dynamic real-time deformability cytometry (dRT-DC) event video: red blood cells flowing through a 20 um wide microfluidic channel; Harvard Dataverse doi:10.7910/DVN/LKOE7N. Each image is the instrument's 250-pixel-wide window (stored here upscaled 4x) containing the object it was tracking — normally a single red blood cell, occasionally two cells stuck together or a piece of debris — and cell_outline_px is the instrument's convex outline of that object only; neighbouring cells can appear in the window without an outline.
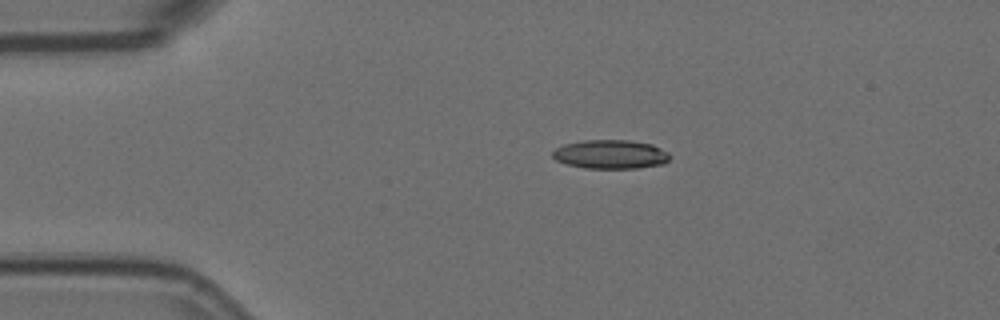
{"species": "Egyptian fruit bat (a non-hibernating species)", "species_latin": "Rousettus aegyptiacus", "temperature_condition": "room temperature", "stored_images_in_passage": 7, "camera_frame_rate_fps": 3000, "um_per_image_px": 0.085, "animal": {"sex": "female"}, "frame": {"image": 1, "passage_image": 1, "time_ms": 0.0, "image_size_px": [1000, 320], "cell_outline_px": [[672, 156], [664, 164], [636, 168], [584, 168], [568, 164], [556, 160], [552, 156], [552, 152], [556, 148], [564, 144], [584, 140], [628, 140], [652, 144], [668, 152]], "centroid_in_image_um": [51.91, 13.11], "position_along_channel_um": 33.1, "area_um2": 19.77}}
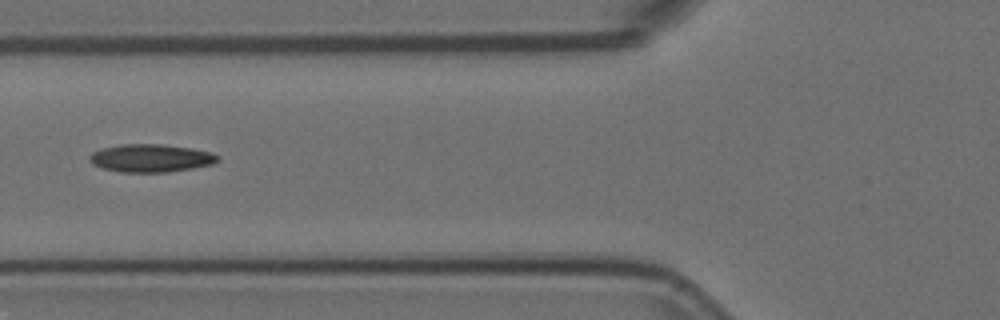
{"frame": {"image": 2, "passage_image": 4, "time_ms": 1.0, "image_size_px": [1000, 320], "cell_outline_px": [[220, 160], [212, 164], [192, 168], [168, 172], [120, 172], [104, 168], [92, 164], [88, 160], [88, 156], [92, 152], [104, 148], [120, 144], [160, 144], [192, 148], [212, 152], [220, 156]], "centroid_in_image_um": [12.83, 13.44], "position_along_channel_um": 113.0, "area_um2": 20.92}}
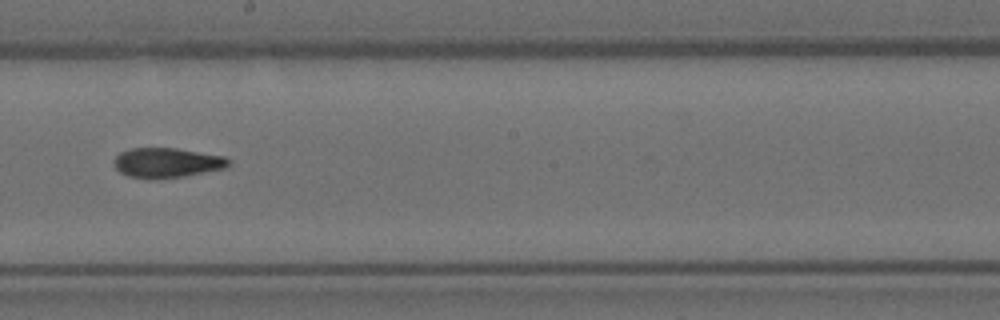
{"frame": {"image": 3, "passage_image": 7, "time_ms": 2.0, "image_size_px": [1000, 320], "cell_outline_px": [[228, 164], [224, 168], [184, 176], [156, 180], [152, 180], [128, 176], [120, 172], [116, 168], [116, 156], [120, 152], [132, 148], [176, 148], [224, 156], [228, 160]], "centroid_in_image_um": [14.16, 13.84], "position_along_channel_um": 234.0, "area_um2": 19.77}}